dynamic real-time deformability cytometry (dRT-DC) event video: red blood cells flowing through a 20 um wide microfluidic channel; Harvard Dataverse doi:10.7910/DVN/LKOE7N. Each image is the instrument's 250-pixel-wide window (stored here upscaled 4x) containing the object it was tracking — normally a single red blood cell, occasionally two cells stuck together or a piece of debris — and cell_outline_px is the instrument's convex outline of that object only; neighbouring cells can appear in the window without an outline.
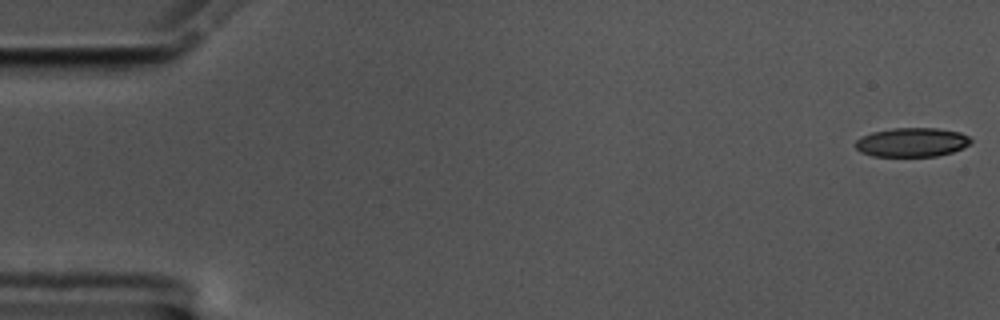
{"species": "common noctule bat (a hibernating species)", "species_latin": "Nyctalus noctula", "temperature_condition": "cold", "stored_images_in_passage": 55, "camera_frame_rate_fps": 3000, "um_per_image_px": 0.085, "animal": {"sex": "male", "body_mass_g": 17.5, "forearm_length_mm": 52.3}, "frame": {"image": 1, "passage_image": 1, "time_ms": 0.0, "image_size_px": [1000, 320], "cell_outline_px": [[972, 140], [968, 144], [952, 152], [936, 156], [872, 156], [860, 152], [856, 148], [856, 140], [860, 136], [872, 132], [892, 128], [936, 128], [960, 132], [968, 136]], "centroid_in_image_um": [77.47, 12.09], "position_along_channel_um": 7.5, "area_um2": 19.48}}
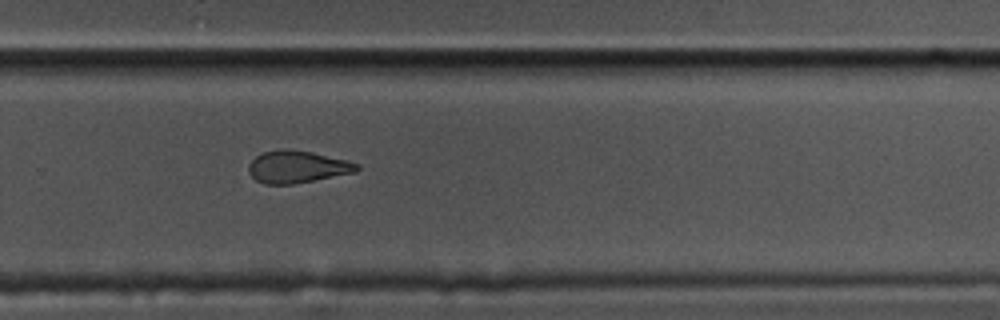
{"frame": {"image": 2, "passage_image": 38, "time_ms": 12.333, "image_size_px": [1000, 320], "cell_outline_px": [[360, 168], [356, 172], [292, 184], [264, 184], [256, 180], [248, 172], [248, 164], [260, 152], [280, 148], [288, 148], [312, 152], [348, 160], [360, 164]], "centroid_in_image_um": [25.25, 14.16], "position_along_channel_um": 304.6, "area_um2": 20.58}}
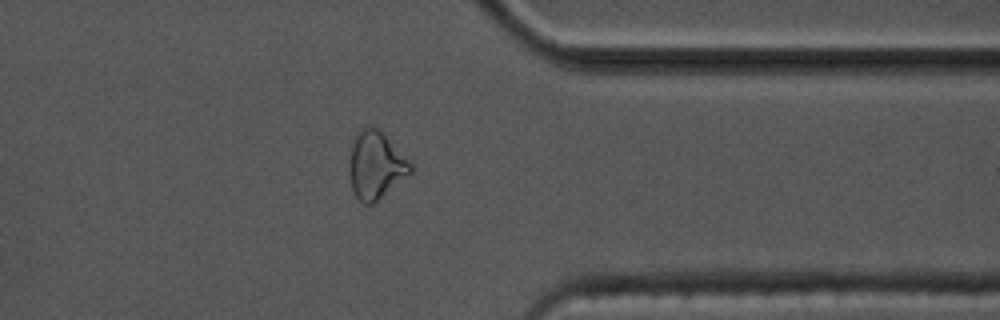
{"frame": {"image": 3, "passage_image": 45, "time_ms": 14.667, "image_size_px": [1000, 320], "cell_outline_px": [[412, 172], [372, 204], [364, 204], [356, 196], [352, 188], [348, 172], [348, 164], [352, 136], [364, 124], [368, 124], [384, 132], [412, 164]], "centroid_in_image_um": [31.89, 13.97], "position_along_channel_um": 379.5, "area_um2": 24.51}}